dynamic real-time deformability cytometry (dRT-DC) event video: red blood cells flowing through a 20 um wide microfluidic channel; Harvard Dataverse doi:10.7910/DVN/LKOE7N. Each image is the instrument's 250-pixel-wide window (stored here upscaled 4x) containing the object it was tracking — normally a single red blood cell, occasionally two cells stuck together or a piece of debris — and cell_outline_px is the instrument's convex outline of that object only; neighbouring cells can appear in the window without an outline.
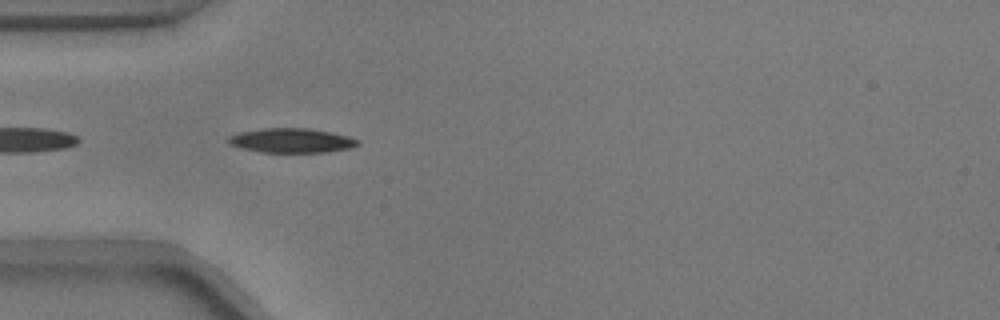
{"species": "common noctule bat (a hibernating species)", "species_latin": "Nyctalus noctula", "temperature_condition": "warm", "stored_images_in_passage": 33, "camera_frame_rate_fps": 3000, "um_per_image_px": 0.085, "animal": {"sex": "male", "body_mass_g": 17.9}, "frame": {"image": 1, "passage_image": 2, "time_ms": 0.333, "image_size_px": [1000, 320], "cell_outline_px": [[360, 144], [348, 148], [324, 152], [260, 152], [228, 144], [228, 136], [240, 132], [264, 128], [308, 128], [332, 132], [348, 136], [360, 140]], "centroid_in_image_um": [24.79, 11.93], "position_along_channel_um": 60.2, "area_um2": 18.32}}
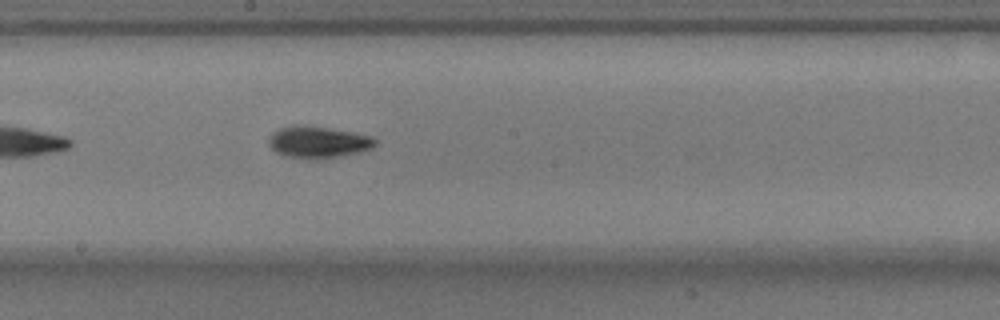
{"frame": {"image": 2, "passage_image": 15, "time_ms": 4.667, "image_size_px": [1000, 320], "cell_outline_px": [[376, 144], [372, 148], [356, 152], [320, 160], [308, 160], [288, 156], [276, 152], [268, 144], [268, 140], [272, 132], [280, 128], [296, 124], [304, 124], [352, 132], [372, 136], [376, 140]], "centroid_in_image_um": [27.0, 12.08], "position_along_channel_um": 221.2, "area_um2": 19.83}}
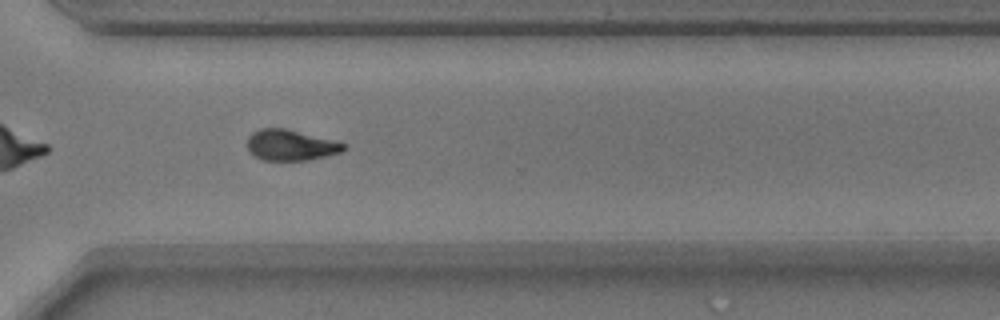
{"frame": {"image": 3, "passage_image": 25, "time_ms": 8.0, "image_size_px": [1000, 320], "cell_outline_px": [[344, 148], [340, 152], [308, 160], [264, 160], [256, 156], [248, 148], [248, 136], [252, 132], [260, 128], [284, 128], [344, 144]], "centroid_in_image_um": [24.63, 12.33], "position_along_channel_um": 346.0, "area_um2": 16.65}, "authors_computed_cell_mechanics": {"area_um2": 17.918, "velocity_mm_per_s": 3.7466, "shape_relaxation_time_tau1_ms": 4.0756, "shape_relaxation_time_tau2_ms": 4.0963, "deformation_change_tau1": 0.1796, "deformation_change_tau2": 0.1002}}